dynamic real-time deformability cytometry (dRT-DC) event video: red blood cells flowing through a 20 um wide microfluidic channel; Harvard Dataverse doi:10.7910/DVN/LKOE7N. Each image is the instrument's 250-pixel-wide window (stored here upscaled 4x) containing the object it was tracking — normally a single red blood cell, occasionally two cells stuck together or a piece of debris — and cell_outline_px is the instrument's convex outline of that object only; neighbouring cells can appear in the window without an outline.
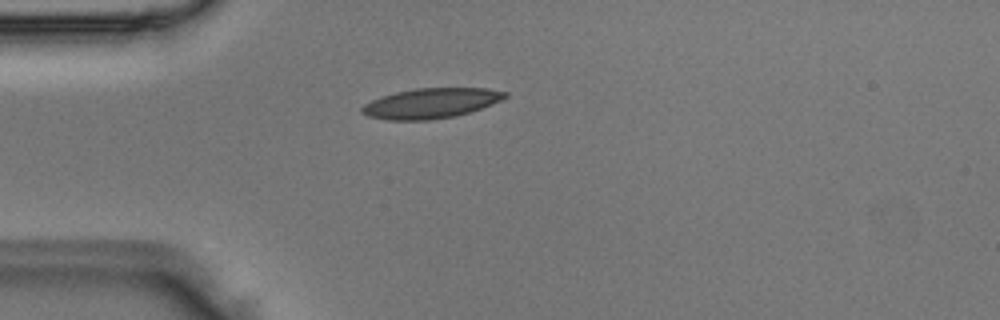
{"species": "Egyptian fruit bat (a non-hibernating species)", "species_latin": "Rousettus aegyptiacus", "temperature_condition": "room temperature", "stored_images_in_passage": 2, "camera_frame_rate_fps": 3000, "um_per_image_px": 0.085, "animal": {"sex": "male"}, "frame": {"image": 1, "passage_image": 1, "time_ms": 0.0, "image_size_px": [1000, 320], "cell_outline_px": [[508, 96], [492, 104], [456, 116], [432, 120], [388, 120], [368, 116], [360, 112], [360, 108], [364, 104], [372, 100], [396, 92], [416, 88], [488, 88], [508, 92]], "centroid_in_image_um": [36.63, 8.78], "position_along_channel_um": 48.4, "area_um2": 25.03}}